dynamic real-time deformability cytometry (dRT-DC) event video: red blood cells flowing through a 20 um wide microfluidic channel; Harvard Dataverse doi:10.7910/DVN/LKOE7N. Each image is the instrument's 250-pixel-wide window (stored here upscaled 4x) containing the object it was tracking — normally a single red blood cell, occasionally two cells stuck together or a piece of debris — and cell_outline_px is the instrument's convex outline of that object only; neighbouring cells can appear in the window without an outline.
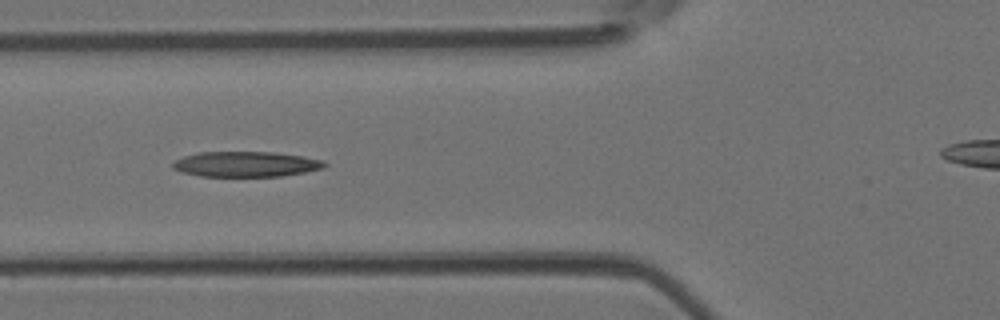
{"species": "Egyptian fruit bat (a non-hibernating species)", "species_latin": "Rousettus aegyptiacus", "temperature_condition": "room temperature", "stored_images_in_passage": 7, "camera_frame_rate_fps": 3000, "um_per_image_px": 0.085, "animal": {"sex": "female"}, "frame": {"image": 1, "passage_image": 5, "time_ms": 1.333, "image_size_px": [1000, 320], "cell_outline_px": [[328, 164], [324, 168], [304, 172], [280, 176], [200, 176], [180, 172], [172, 168], [172, 160], [184, 156], [200, 152], [272, 152], [304, 156], [324, 160]], "centroid_in_image_um": [20.88, 13.95], "position_along_channel_um": 104.9, "area_um2": 22.54}}
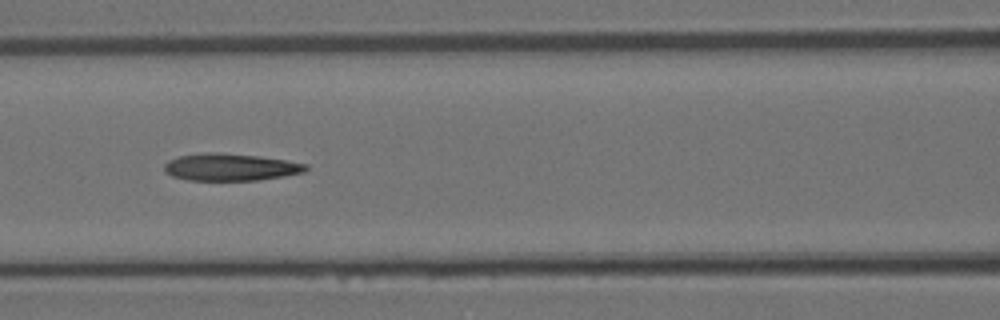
{"frame": {"image": 2, "passage_image": 6, "time_ms": 1.667, "image_size_px": [1000, 320], "cell_outline_px": [[308, 168], [304, 172], [284, 176], [260, 180], [188, 180], [172, 176], [164, 172], [164, 164], [168, 160], [180, 156], [208, 152], [216, 152], [260, 156], [308, 164]], "centroid_in_image_um": [19.58, 14.21], "position_along_channel_um": 147.0, "area_um2": 22.43}}
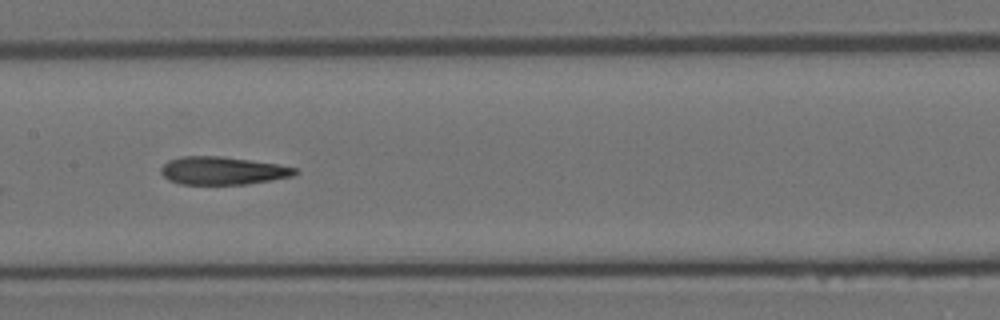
{"frame": {"image": 3, "passage_image": 7, "time_ms": 2.0, "image_size_px": [1000, 320], "cell_outline_px": [[300, 172], [292, 176], [272, 180], [248, 184], [180, 184], [168, 180], [160, 172], [160, 168], [168, 160], [180, 156], [220, 156], [276, 164], [296, 168]], "centroid_in_image_um": [18.89, 14.51], "position_along_channel_um": 188.5, "area_um2": 21.79}}